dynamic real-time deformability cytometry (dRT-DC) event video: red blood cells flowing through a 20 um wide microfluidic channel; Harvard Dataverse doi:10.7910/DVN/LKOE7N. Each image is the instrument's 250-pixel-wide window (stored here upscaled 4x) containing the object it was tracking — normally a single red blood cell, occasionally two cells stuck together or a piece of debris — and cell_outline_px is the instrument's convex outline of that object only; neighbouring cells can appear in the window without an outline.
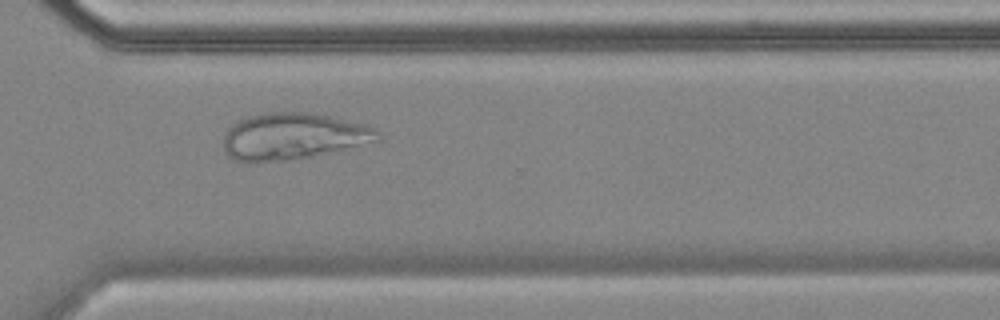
{"species": "common noctule bat (a hibernating species)", "species_latin": "Nyctalus noctula", "temperature_condition": "cold", "stored_images_in_passage": 54, "camera_frame_rate_fps": 3000, "um_per_image_px": 0.085, "animal": {"sex": "female", "body_mass_g": 18.4}, "frame": {"image": 1, "passage_image": 39, "time_ms": 12.667, "image_size_px": [1000, 320], "cell_outline_px": [[380, 140], [328, 152], [288, 160], [232, 160], [224, 152], [224, 136], [228, 128], [236, 120], [244, 116], [260, 112], [312, 112], [364, 124], [376, 128], [380, 132]], "centroid_in_image_um": [24.88, 11.54], "position_along_channel_um": 345.7, "area_um2": 41.62}}